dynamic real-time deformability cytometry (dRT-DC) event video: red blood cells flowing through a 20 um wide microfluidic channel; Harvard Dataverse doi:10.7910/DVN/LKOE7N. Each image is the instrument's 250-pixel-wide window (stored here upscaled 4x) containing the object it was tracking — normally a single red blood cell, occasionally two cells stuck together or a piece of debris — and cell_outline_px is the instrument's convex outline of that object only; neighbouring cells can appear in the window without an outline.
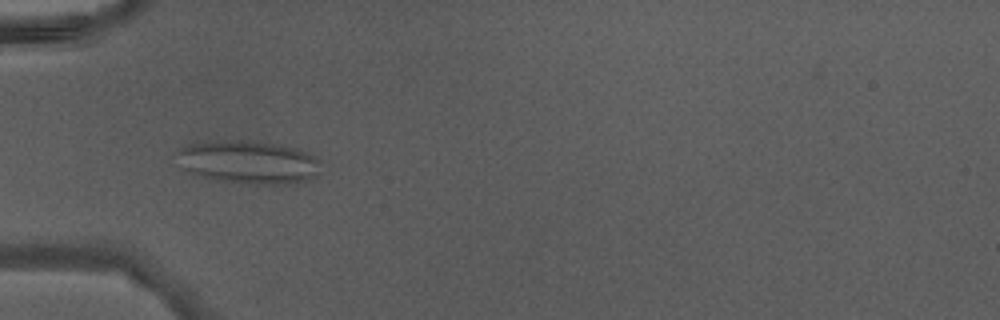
{"species": "Egyptian fruit bat (a non-hibernating species)", "species_latin": "Rousettus aegyptiacus", "temperature_condition": "warm", "stored_images_in_passage": 32, "camera_frame_rate_fps": 3000, "um_per_image_px": 0.085, "animal": {"sex": "male"}, "frame": {"image": 1, "passage_image": 1, "time_ms": 0.0, "image_size_px": [1000, 320], "cell_outline_px": [[320, 172], [312, 180], [292, 184], [248, 184], [212, 180], [196, 176], [184, 168], [180, 152], [180, 148], [188, 144], [208, 140], [236, 140], [276, 144], [296, 148], [316, 156], [320, 160]], "centroid_in_image_um": [21.19, 13.8], "position_along_channel_um": 63.8, "area_um2": 36.47}}
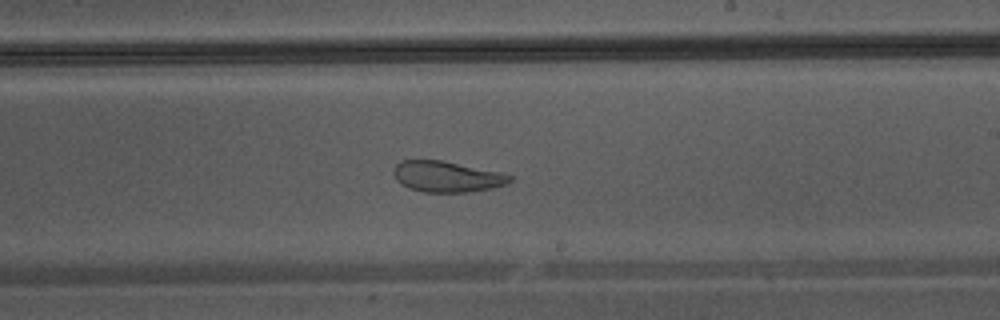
{"frame": {"image": 2, "passage_image": 14, "time_ms": 4.333, "image_size_px": [1000, 320], "cell_outline_px": [[512, 180], [508, 184], [492, 188], [468, 192], [424, 192], [408, 188], [400, 184], [396, 180], [396, 164], [400, 160], [444, 160], [504, 172], [512, 176]], "centroid_in_image_um": [38.05, 15.0], "position_along_channel_um": 251.0, "area_um2": 21.15}}
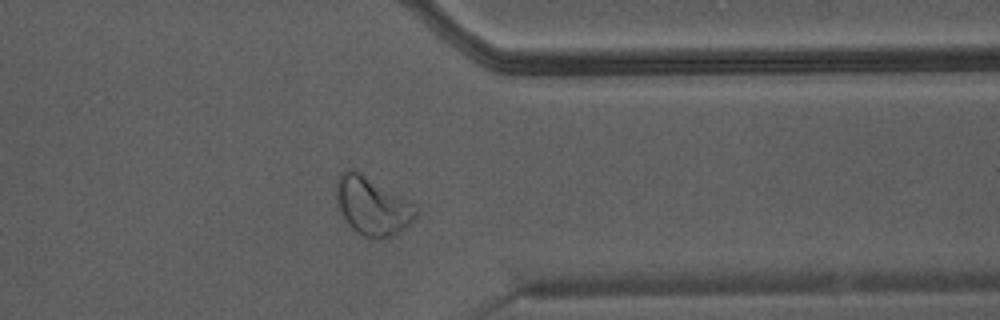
{"frame": {"image": 3, "passage_image": 23, "time_ms": 7.333, "image_size_px": [1000, 320], "cell_outline_px": [[420, 208], [416, 216], [400, 232], [392, 236], [380, 240], [372, 240], [356, 232], [344, 220], [340, 212], [336, 200], [336, 180], [340, 172], [348, 168], [352, 168], [360, 172], [416, 204]], "centroid_in_image_um": [31.63, 17.51], "position_along_channel_um": 379.8, "area_um2": 27.51}}